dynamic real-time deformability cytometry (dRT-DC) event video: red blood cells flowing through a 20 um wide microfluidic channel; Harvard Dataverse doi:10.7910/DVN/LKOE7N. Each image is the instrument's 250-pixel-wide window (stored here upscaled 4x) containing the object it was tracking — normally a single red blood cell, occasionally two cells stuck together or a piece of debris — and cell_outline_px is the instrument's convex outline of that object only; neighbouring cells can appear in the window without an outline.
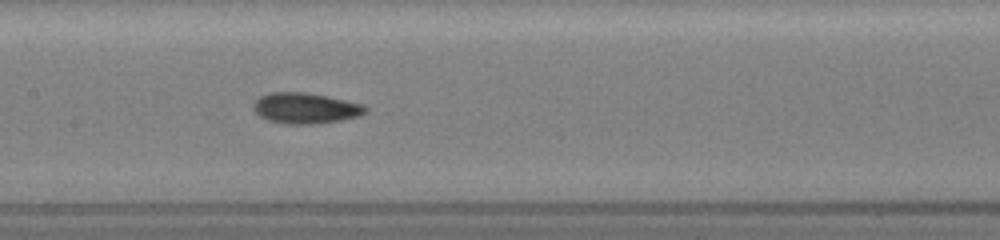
{"species": "common noctule bat (a hibernating species)", "species_latin": "Nyctalus noctula", "temperature_condition": "room temperature", "stored_images_in_passage": 20, "camera_frame_rate_fps": 3000, "um_per_image_px": 0.085, "animal": {"sex": "female", "body_mass_g": 19.5, "forearm_length_mm": 54.1}, "frame": {"image": 1, "passage_image": 20, "time_ms": 9.0, "image_size_px": [1000, 240], "cell_outline_px": [[368, 112], [360, 116], [340, 120], [316, 124], [284, 124], [268, 120], [260, 116], [252, 108], [252, 104], [260, 96], [268, 92], [308, 92], [328, 96], [364, 104], [368, 108]], "centroid_in_image_um": [25.98, 9.19], "position_along_channel_um": 181.4, "area_um2": 20.4}}